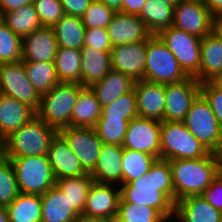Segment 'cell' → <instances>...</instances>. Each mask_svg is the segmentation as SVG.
Segmentation results:
<instances>
[{"label":"cell","mask_w":222,"mask_h":222,"mask_svg":"<svg viewBox=\"0 0 222 222\" xmlns=\"http://www.w3.org/2000/svg\"><path fill=\"white\" fill-rule=\"evenodd\" d=\"M35 115L28 104L0 93V139L8 138Z\"/></svg>","instance_id":"7402d4cb"},{"label":"cell","mask_w":222,"mask_h":222,"mask_svg":"<svg viewBox=\"0 0 222 222\" xmlns=\"http://www.w3.org/2000/svg\"><path fill=\"white\" fill-rule=\"evenodd\" d=\"M119 203L142 204L157 209L164 217H174V187L170 163L157 159L149 172L120 186Z\"/></svg>","instance_id":"6da1fadb"},{"label":"cell","mask_w":222,"mask_h":222,"mask_svg":"<svg viewBox=\"0 0 222 222\" xmlns=\"http://www.w3.org/2000/svg\"><path fill=\"white\" fill-rule=\"evenodd\" d=\"M58 133L68 143L72 152L86 173H91L97 163L102 141L94 128L68 126L60 129Z\"/></svg>","instance_id":"7c38bea8"},{"label":"cell","mask_w":222,"mask_h":222,"mask_svg":"<svg viewBox=\"0 0 222 222\" xmlns=\"http://www.w3.org/2000/svg\"><path fill=\"white\" fill-rule=\"evenodd\" d=\"M6 158L13 165L20 193L42 195L55 186L47 155Z\"/></svg>","instance_id":"8992f818"},{"label":"cell","mask_w":222,"mask_h":222,"mask_svg":"<svg viewBox=\"0 0 222 222\" xmlns=\"http://www.w3.org/2000/svg\"><path fill=\"white\" fill-rule=\"evenodd\" d=\"M163 218L157 209L146 205L119 203L114 222H160Z\"/></svg>","instance_id":"74e56055"},{"label":"cell","mask_w":222,"mask_h":222,"mask_svg":"<svg viewBox=\"0 0 222 222\" xmlns=\"http://www.w3.org/2000/svg\"><path fill=\"white\" fill-rule=\"evenodd\" d=\"M145 3L146 0H122L121 12L138 15Z\"/></svg>","instance_id":"681fc988"},{"label":"cell","mask_w":222,"mask_h":222,"mask_svg":"<svg viewBox=\"0 0 222 222\" xmlns=\"http://www.w3.org/2000/svg\"><path fill=\"white\" fill-rule=\"evenodd\" d=\"M6 159L5 140L0 139V163Z\"/></svg>","instance_id":"9f6ffc18"},{"label":"cell","mask_w":222,"mask_h":222,"mask_svg":"<svg viewBox=\"0 0 222 222\" xmlns=\"http://www.w3.org/2000/svg\"><path fill=\"white\" fill-rule=\"evenodd\" d=\"M216 19L222 17V0H202Z\"/></svg>","instance_id":"f907efd6"},{"label":"cell","mask_w":222,"mask_h":222,"mask_svg":"<svg viewBox=\"0 0 222 222\" xmlns=\"http://www.w3.org/2000/svg\"><path fill=\"white\" fill-rule=\"evenodd\" d=\"M75 222H114L108 219H101V218H92L80 215Z\"/></svg>","instance_id":"f5cc1de1"},{"label":"cell","mask_w":222,"mask_h":222,"mask_svg":"<svg viewBox=\"0 0 222 222\" xmlns=\"http://www.w3.org/2000/svg\"><path fill=\"white\" fill-rule=\"evenodd\" d=\"M215 82L222 87V75Z\"/></svg>","instance_id":"91938a15"},{"label":"cell","mask_w":222,"mask_h":222,"mask_svg":"<svg viewBox=\"0 0 222 222\" xmlns=\"http://www.w3.org/2000/svg\"><path fill=\"white\" fill-rule=\"evenodd\" d=\"M147 41L117 45L110 52L111 67L135 82L144 80Z\"/></svg>","instance_id":"2e32d148"},{"label":"cell","mask_w":222,"mask_h":222,"mask_svg":"<svg viewBox=\"0 0 222 222\" xmlns=\"http://www.w3.org/2000/svg\"><path fill=\"white\" fill-rule=\"evenodd\" d=\"M121 199L120 186L93 182L86 198L83 216L114 221Z\"/></svg>","instance_id":"9a60e30c"},{"label":"cell","mask_w":222,"mask_h":222,"mask_svg":"<svg viewBox=\"0 0 222 222\" xmlns=\"http://www.w3.org/2000/svg\"><path fill=\"white\" fill-rule=\"evenodd\" d=\"M29 82L40 95L48 93L60 81L54 62H24Z\"/></svg>","instance_id":"e575fe53"},{"label":"cell","mask_w":222,"mask_h":222,"mask_svg":"<svg viewBox=\"0 0 222 222\" xmlns=\"http://www.w3.org/2000/svg\"><path fill=\"white\" fill-rule=\"evenodd\" d=\"M200 93L209 103L222 128V87L215 81L202 82L200 83Z\"/></svg>","instance_id":"ee69618b"},{"label":"cell","mask_w":222,"mask_h":222,"mask_svg":"<svg viewBox=\"0 0 222 222\" xmlns=\"http://www.w3.org/2000/svg\"><path fill=\"white\" fill-rule=\"evenodd\" d=\"M184 124L210 152H222V128L207 100L200 93L193 101Z\"/></svg>","instance_id":"ba28073f"},{"label":"cell","mask_w":222,"mask_h":222,"mask_svg":"<svg viewBox=\"0 0 222 222\" xmlns=\"http://www.w3.org/2000/svg\"><path fill=\"white\" fill-rule=\"evenodd\" d=\"M52 27H41L22 38L23 62H54L58 51Z\"/></svg>","instance_id":"e0dca14e"},{"label":"cell","mask_w":222,"mask_h":222,"mask_svg":"<svg viewBox=\"0 0 222 222\" xmlns=\"http://www.w3.org/2000/svg\"><path fill=\"white\" fill-rule=\"evenodd\" d=\"M41 222H75L80 214L56 185L41 195Z\"/></svg>","instance_id":"603a6c76"},{"label":"cell","mask_w":222,"mask_h":222,"mask_svg":"<svg viewBox=\"0 0 222 222\" xmlns=\"http://www.w3.org/2000/svg\"><path fill=\"white\" fill-rule=\"evenodd\" d=\"M157 160L151 154L123 148L122 157V171H123V184L130 183L144 176L149 172L151 166Z\"/></svg>","instance_id":"d590c367"},{"label":"cell","mask_w":222,"mask_h":222,"mask_svg":"<svg viewBox=\"0 0 222 222\" xmlns=\"http://www.w3.org/2000/svg\"><path fill=\"white\" fill-rule=\"evenodd\" d=\"M6 210L9 222H41V195L20 193Z\"/></svg>","instance_id":"4dcf8cb0"},{"label":"cell","mask_w":222,"mask_h":222,"mask_svg":"<svg viewBox=\"0 0 222 222\" xmlns=\"http://www.w3.org/2000/svg\"><path fill=\"white\" fill-rule=\"evenodd\" d=\"M0 93L39 109L41 95L29 82L22 60L0 64Z\"/></svg>","instance_id":"30bf717a"},{"label":"cell","mask_w":222,"mask_h":222,"mask_svg":"<svg viewBox=\"0 0 222 222\" xmlns=\"http://www.w3.org/2000/svg\"><path fill=\"white\" fill-rule=\"evenodd\" d=\"M19 194L13 165L6 158L0 163V206H8Z\"/></svg>","instance_id":"60d3db41"},{"label":"cell","mask_w":222,"mask_h":222,"mask_svg":"<svg viewBox=\"0 0 222 222\" xmlns=\"http://www.w3.org/2000/svg\"><path fill=\"white\" fill-rule=\"evenodd\" d=\"M174 8L158 0H146L138 17L152 35H158L162 30L172 26Z\"/></svg>","instance_id":"f546056e"},{"label":"cell","mask_w":222,"mask_h":222,"mask_svg":"<svg viewBox=\"0 0 222 222\" xmlns=\"http://www.w3.org/2000/svg\"><path fill=\"white\" fill-rule=\"evenodd\" d=\"M0 19L21 38L42 27L33 3L7 12Z\"/></svg>","instance_id":"1f68e13d"},{"label":"cell","mask_w":222,"mask_h":222,"mask_svg":"<svg viewBox=\"0 0 222 222\" xmlns=\"http://www.w3.org/2000/svg\"><path fill=\"white\" fill-rule=\"evenodd\" d=\"M201 196L214 208L222 212V171Z\"/></svg>","instance_id":"bcb514c9"},{"label":"cell","mask_w":222,"mask_h":222,"mask_svg":"<svg viewBox=\"0 0 222 222\" xmlns=\"http://www.w3.org/2000/svg\"><path fill=\"white\" fill-rule=\"evenodd\" d=\"M52 29L59 48L81 50L84 47L86 28L80 17L64 14Z\"/></svg>","instance_id":"f1b7e54d"},{"label":"cell","mask_w":222,"mask_h":222,"mask_svg":"<svg viewBox=\"0 0 222 222\" xmlns=\"http://www.w3.org/2000/svg\"><path fill=\"white\" fill-rule=\"evenodd\" d=\"M42 27H53L65 14L60 0H34Z\"/></svg>","instance_id":"7bdbcfd3"},{"label":"cell","mask_w":222,"mask_h":222,"mask_svg":"<svg viewBox=\"0 0 222 222\" xmlns=\"http://www.w3.org/2000/svg\"><path fill=\"white\" fill-rule=\"evenodd\" d=\"M97 1L104 3L108 7L114 9L116 12L117 11L121 12L122 0H97Z\"/></svg>","instance_id":"816d5d0a"},{"label":"cell","mask_w":222,"mask_h":222,"mask_svg":"<svg viewBox=\"0 0 222 222\" xmlns=\"http://www.w3.org/2000/svg\"><path fill=\"white\" fill-rule=\"evenodd\" d=\"M47 157L55 180L87 174L68 143L58 132L50 141Z\"/></svg>","instance_id":"d6986e66"},{"label":"cell","mask_w":222,"mask_h":222,"mask_svg":"<svg viewBox=\"0 0 222 222\" xmlns=\"http://www.w3.org/2000/svg\"><path fill=\"white\" fill-rule=\"evenodd\" d=\"M93 0H60L64 13L75 17H82Z\"/></svg>","instance_id":"7dc6e473"},{"label":"cell","mask_w":222,"mask_h":222,"mask_svg":"<svg viewBox=\"0 0 222 222\" xmlns=\"http://www.w3.org/2000/svg\"><path fill=\"white\" fill-rule=\"evenodd\" d=\"M57 131L37 114L5 139L6 157L47 155Z\"/></svg>","instance_id":"277c9868"},{"label":"cell","mask_w":222,"mask_h":222,"mask_svg":"<svg viewBox=\"0 0 222 222\" xmlns=\"http://www.w3.org/2000/svg\"><path fill=\"white\" fill-rule=\"evenodd\" d=\"M34 0H0V18L7 12L16 10L24 5L33 3Z\"/></svg>","instance_id":"c3c4849f"},{"label":"cell","mask_w":222,"mask_h":222,"mask_svg":"<svg viewBox=\"0 0 222 222\" xmlns=\"http://www.w3.org/2000/svg\"><path fill=\"white\" fill-rule=\"evenodd\" d=\"M222 75V40L213 30L201 38L200 83L216 81Z\"/></svg>","instance_id":"d4e9b609"},{"label":"cell","mask_w":222,"mask_h":222,"mask_svg":"<svg viewBox=\"0 0 222 222\" xmlns=\"http://www.w3.org/2000/svg\"><path fill=\"white\" fill-rule=\"evenodd\" d=\"M116 11L102 2L93 0L81 17L86 29L107 28Z\"/></svg>","instance_id":"b9f144b4"},{"label":"cell","mask_w":222,"mask_h":222,"mask_svg":"<svg viewBox=\"0 0 222 222\" xmlns=\"http://www.w3.org/2000/svg\"><path fill=\"white\" fill-rule=\"evenodd\" d=\"M81 85L91 87L112 69L110 52L84 46L81 49Z\"/></svg>","instance_id":"484cf974"},{"label":"cell","mask_w":222,"mask_h":222,"mask_svg":"<svg viewBox=\"0 0 222 222\" xmlns=\"http://www.w3.org/2000/svg\"><path fill=\"white\" fill-rule=\"evenodd\" d=\"M107 31L113 47L147 41L152 36L138 15L119 11L114 14Z\"/></svg>","instance_id":"ac0fdd59"},{"label":"cell","mask_w":222,"mask_h":222,"mask_svg":"<svg viewBox=\"0 0 222 222\" xmlns=\"http://www.w3.org/2000/svg\"><path fill=\"white\" fill-rule=\"evenodd\" d=\"M138 117L137 98L134 89L123 94L112 104L102 107L100 118L134 119Z\"/></svg>","instance_id":"ab89813d"},{"label":"cell","mask_w":222,"mask_h":222,"mask_svg":"<svg viewBox=\"0 0 222 222\" xmlns=\"http://www.w3.org/2000/svg\"><path fill=\"white\" fill-rule=\"evenodd\" d=\"M93 182L94 179L87 173L79 177L58 179L55 185L66 194L72 207L82 215L86 205L87 194Z\"/></svg>","instance_id":"d6a6232c"},{"label":"cell","mask_w":222,"mask_h":222,"mask_svg":"<svg viewBox=\"0 0 222 222\" xmlns=\"http://www.w3.org/2000/svg\"><path fill=\"white\" fill-rule=\"evenodd\" d=\"M168 161L174 187V203L190 196H201L222 171L221 155L214 152L199 159Z\"/></svg>","instance_id":"7a4b0ae2"},{"label":"cell","mask_w":222,"mask_h":222,"mask_svg":"<svg viewBox=\"0 0 222 222\" xmlns=\"http://www.w3.org/2000/svg\"><path fill=\"white\" fill-rule=\"evenodd\" d=\"M160 138L161 121L138 116L129 122L122 147L161 159Z\"/></svg>","instance_id":"4fadbf2b"},{"label":"cell","mask_w":222,"mask_h":222,"mask_svg":"<svg viewBox=\"0 0 222 222\" xmlns=\"http://www.w3.org/2000/svg\"><path fill=\"white\" fill-rule=\"evenodd\" d=\"M83 87L78 83L59 82L48 93L41 95L36 114L57 132L71 126L72 110Z\"/></svg>","instance_id":"3957f363"},{"label":"cell","mask_w":222,"mask_h":222,"mask_svg":"<svg viewBox=\"0 0 222 222\" xmlns=\"http://www.w3.org/2000/svg\"><path fill=\"white\" fill-rule=\"evenodd\" d=\"M200 94V82L188 76L178 82L165 84L164 121H184L193 101Z\"/></svg>","instance_id":"5bb4252c"},{"label":"cell","mask_w":222,"mask_h":222,"mask_svg":"<svg viewBox=\"0 0 222 222\" xmlns=\"http://www.w3.org/2000/svg\"><path fill=\"white\" fill-rule=\"evenodd\" d=\"M81 62V50L58 48L54 63L59 81L81 84Z\"/></svg>","instance_id":"836d02e7"},{"label":"cell","mask_w":222,"mask_h":222,"mask_svg":"<svg viewBox=\"0 0 222 222\" xmlns=\"http://www.w3.org/2000/svg\"><path fill=\"white\" fill-rule=\"evenodd\" d=\"M84 46L93 47L104 52H111L113 45L109 38L107 28L86 29Z\"/></svg>","instance_id":"f6af8a7d"},{"label":"cell","mask_w":222,"mask_h":222,"mask_svg":"<svg viewBox=\"0 0 222 222\" xmlns=\"http://www.w3.org/2000/svg\"><path fill=\"white\" fill-rule=\"evenodd\" d=\"M160 146L163 160L199 159L210 152L183 121H161Z\"/></svg>","instance_id":"5b68a950"},{"label":"cell","mask_w":222,"mask_h":222,"mask_svg":"<svg viewBox=\"0 0 222 222\" xmlns=\"http://www.w3.org/2000/svg\"><path fill=\"white\" fill-rule=\"evenodd\" d=\"M158 36L174 54L187 76L200 82L201 38L170 26Z\"/></svg>","instance_id":"9c48e42d"},{"label":"cell","mask_w":222,"mask_h":222,"mask_svg":"<svg viewBox=\"0 0 222 222\" xmlns=\"http://www.w3.org/2000/svg\"><path fill=\"white\" fill-rule=\"evenodd\" d=\"M158 1H161L165 4H168V5H172L175 7V5L180 1V0H158Z\"/></svg>","instance_id":"6f0895ef"},{"label":"cell","mask_w":222,"mask_h":222,"mask_svg":"<svg viewBox=\"0 0 222 222\" xmlns=\"http://www.w3.org/2000/svg\"><path fill=\"white\" fill-rule=\"evenodd\" d=\"M214 31L222 40V17L216 18L214 21Z\"/></svg>","instance_id":"db71d44e"},{"label":"cell","mask_w":222,"mask_h":222,"mask_svg":"<svg viewBox=\"0 0 222 222\" xmlns=\"http://www.w3.org/2000/svg\"><path fill=\"white\" fill-rule=\"evenodd\" d=\"M131 120L132 119L99 118L94 129L102 143L122 146Z\"/></svg>","instance_id":"8d00e7d4"},{"label":"cell","mask_w":222,"mask_h":222,"mask_svg":"<svg viewBox=\"0 0 222 222\" xmlns=\"http://www.w3.org/2000/svg\"><path fill=\"white\" fill-rule=\"evenodd\" d=\"M22 60V38L0 19V64Z\"/></svg>","instance_id":"f35d334b"},{"label":"cell","mask_w":222,"mask_h":222,"mask_svg":"<svg viewBox=\"0 0 222 222\" xmlns=\"http://www.w3.org/2000/svg\"><path fill=\"white\" fill-rule=\"evenodd\" d=\"M139 117L164 121L165 84L139 80L133 87Z\"/></svg>","instance_id":"ffe728a7"},{"label":"cell","mask_w":222,"mask_h":222,"mask_svg":"<svg viewBox=\"0 0 222 222\" xmlns=\"http://www.w3.org/2000/svg\"><path fill=\"white\" fill-rule=\"evenodd\" d=\"M214 21L202 0H180L174 8L172 26L203 38L214 30Z\"/></svg>","instance_id":"8fae6325"},{"label":"cell","mask_w":222,"mask_h":222,"mask_svg":"<svg viewBox=\"0 0 222 222\" xmlns=\"http://www.w3.org/2000/svg\"><path fill=\"white\" fill-rule=\"evenodd\" d=\"M101 105L91 87H83L72 110L71 126L94 128L101 116Z\"/></svg>","instance_id":"83f0119b"},{"label":"cell","mask_w":222,"mask_h":222,"mask_svg":"<svg viewBox=\"0 0 222 222\" xmlns=\"http://www.w3.org/2000/svg\"><path fill=\"white\" fill-rule=\"evenodd\" d=\"M134 83L135 81L124 73L111 69L101 81L94 83L91 89L96 94L102 108L131 91Z\"/></svg>","instance_id":"4316f807"},{"label":"cell","mask_w":222,"mask_h":222,"mask_svg":"<svg viewBox=\"0 0 222 222\" xmlns=\"http://www.w3.org/2000/svg\"><path fill=\"white\" fill-rule=\"evenodd\" d=\"M160 222H176L174 217H164Z\"/></svg>","instance_id":"680465c9"},{"label":"cell","mask_w":222,"mask_h":222,"mask_svg":"<svg viewBox=\"0 0 222 222\" xmlns=\"http://www.w3.org/2000/svg\"><path fill=\"white\" fill-rule=\"evenodd\" d=\"M122 157L121 145L103 143L95 168L90 173L91 177L95 182L121 186L123 184Z\"/></svg>","instance_id":"44dd1931"},{"label":"cell","mask_w":222,"mask_h":222,"mask_svg":"<svg viewBox=\"0 0 222 222\" xmlns=\"http://www.w3.org/2000/svg\"><path fill=\"white\" fill-rule=\"evenodd\" d=\"M187 77L167 45L158 35H152L147 40L144 80L169 84L182 81Z\"/></svg>","instance_id":"52a82bcc"},{"label":"cell","mask_w":222,"mask_h":222,"mask_svg":"<svg viewBox=\"0 0 222 222\" xmlns=\"http://www.w3.org/2000/svg\"><path fill=\"white\" fill-rule=\"evenodd\" d=\"M0 222H9L6 207L0 206Z\"/></svg>","instance_id":"11a10c76"},{"label":"cell","mask_w":222,"mask_h":222,"mask_svg":"<svg viewBox=\"0 0 222 222\" xmlns=\"http://www.w3.org/2000/svg\"><path fill=\"white\" fill-rule=\"evenodd\" d=\"M221 215L202 196H190L175 203L176 222H220Z\"/></svg>","instance_id":"cb8c5ba5"}]
</instances>
